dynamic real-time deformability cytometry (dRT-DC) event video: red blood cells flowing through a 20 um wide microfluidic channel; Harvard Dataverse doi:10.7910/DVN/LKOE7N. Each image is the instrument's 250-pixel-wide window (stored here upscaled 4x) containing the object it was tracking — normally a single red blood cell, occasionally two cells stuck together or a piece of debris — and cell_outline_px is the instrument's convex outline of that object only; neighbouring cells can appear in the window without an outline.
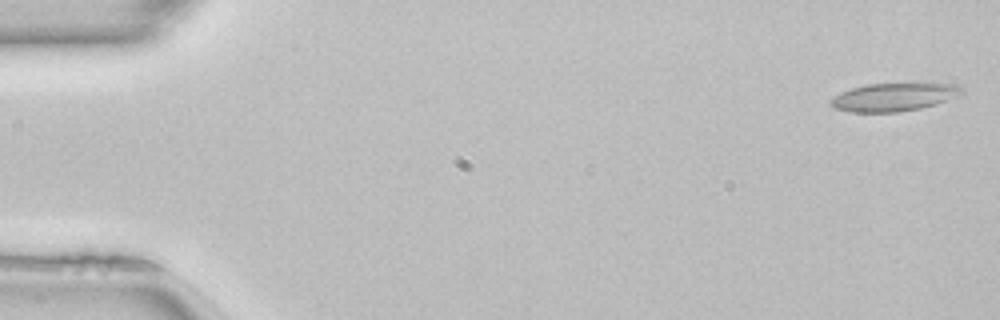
{"species": "common noctule bat (a hibernating species)", "species_latin": "Nyctalus noctula", "temperature_condition": "room temperature", "stored_images_in_passage": 49, "camera_frame_rate_fps": 3000, "um_per_image_px": 0.085, "animal": {"sex": "female", "body_mass_g": 22.7, "forearm_length_mm": 54.2}, "frame": {"image": 1, "passage_image": 1, "time_ms": 0.0, "image_size_px": [1000, 320], "cell_outline_px": [[964, 92], [936, 104], [920, 108], [900, 112], [852, 112], [836, 108], [828, 104], [840, 92], [852, 88], [868, 84], [912, 80], [952, 84], [960, 88]], "centroid_in_image_um": [76.0, 8.19], "position_along_channel_um": 9.0, "area_um2": 22.08}}
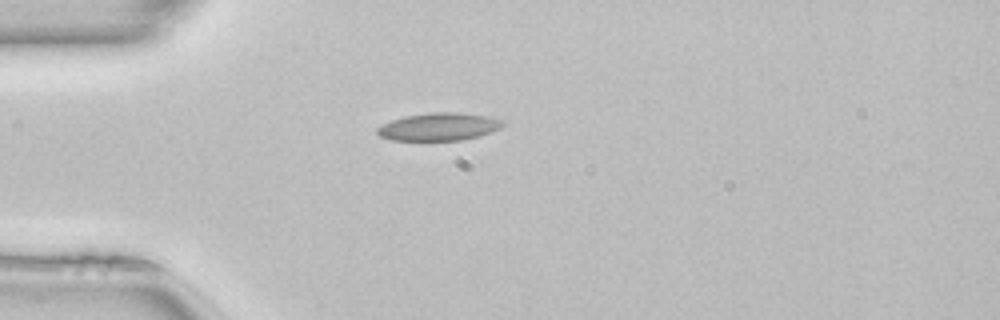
{"frame": {"image": 2, "passage_image": 13, "time_ms": 4.0, "image_size_px": [1000, 320], "cell_outline_px": [[504, 124], [500, 128], [476, 136], [460, 140], [392, 140], [380, 136], [376, 132], [376, 128], [392, 120], [404, 116], [432, 112], [456, 112], [488, 116], [500, 120]], "centroid_in_image_um": [37.26, 10.76], "position_along_channel_um": 47.7, "area_um2": 19.94}}
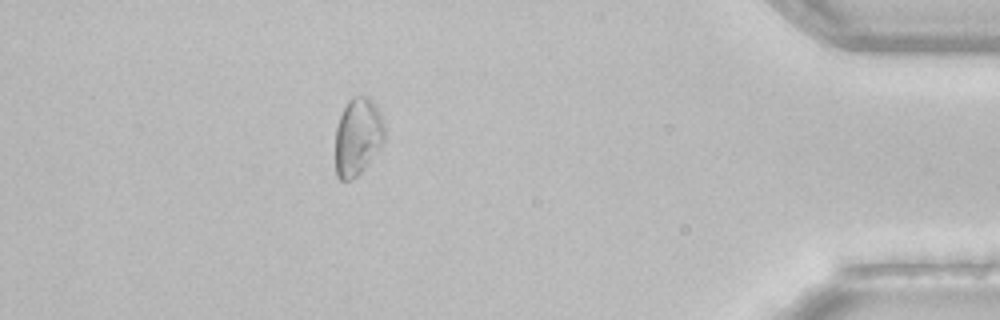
{"frame": {"image": 3, "passage_image": 44, "time_ms": 14.333, "image_size_px": [1000, 320], "cell_outline_px": [[388, 136], [384, 144], [364, 168], [352, 180], [340, 180], [336, 176], [336, 128], [340, 116], [348, 100], [352, 96], [368, 96], [372, 100], [380, 112]], "centroid_in_image_um": [30.45, 11.61], "position_along_channel_um": 404.8, "area_um2": 22.6}, "authors_computed_cell_mechanics": {"area_um2": 19.941, "velocity_mm_per_s": 4.0819, "shape_relaxation_time_tau1_ms": 3.5596, "shape_relaxation_time_tau2_ms": 2.0214, "deformation_change_tau1": 0.0963, "deformation_change_tau2": 0.0881}}